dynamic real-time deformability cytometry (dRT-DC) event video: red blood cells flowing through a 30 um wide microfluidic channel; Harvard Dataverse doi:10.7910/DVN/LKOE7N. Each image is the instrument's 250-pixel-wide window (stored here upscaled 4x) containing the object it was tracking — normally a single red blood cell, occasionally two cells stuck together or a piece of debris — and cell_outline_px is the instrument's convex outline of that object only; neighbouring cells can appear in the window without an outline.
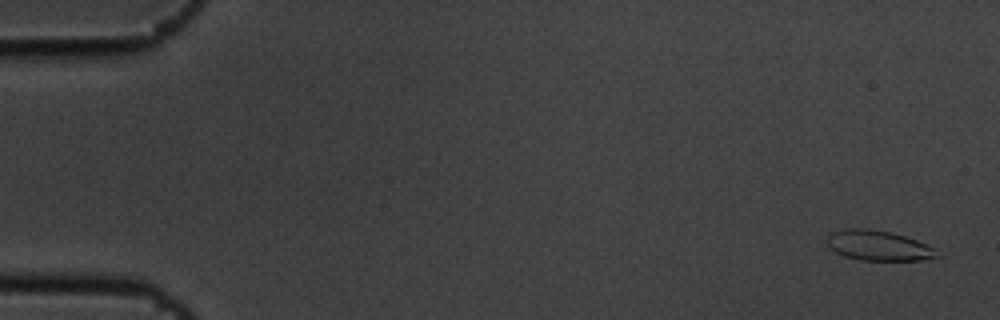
{"species": "common noctule bat (a hibernating species)", "species_latin": "Nyctalus noctula", "temperature_condition": "cold", "stored_images_in_passage": 6, "segment_of_instrument_passage": [2, 2], "camera_frame_rate_fps": 3000, "um_per_image_px": 0.085, "animal": {"sex": "male", "body_mass_g": 19.5, "forearm_length_mm": 54.6}, "frame": {"image": 1, "passage_image": 6, "time_ms": 1.667, "image_size_px": [1000, 320], "cell_outline_px": [[940, 256], [920, 260], [860, 260], [844, 256], [836, 252], [828, 244], [828, 236], [832, 232], [848, 228], [864, 228], [888, 232], [904, 236], [916, 240], [932, 248]], "centroid_in_image_um": [74.63, 20.88], "position_along_channel_um": 10.4, "area_um2": 18.79}}